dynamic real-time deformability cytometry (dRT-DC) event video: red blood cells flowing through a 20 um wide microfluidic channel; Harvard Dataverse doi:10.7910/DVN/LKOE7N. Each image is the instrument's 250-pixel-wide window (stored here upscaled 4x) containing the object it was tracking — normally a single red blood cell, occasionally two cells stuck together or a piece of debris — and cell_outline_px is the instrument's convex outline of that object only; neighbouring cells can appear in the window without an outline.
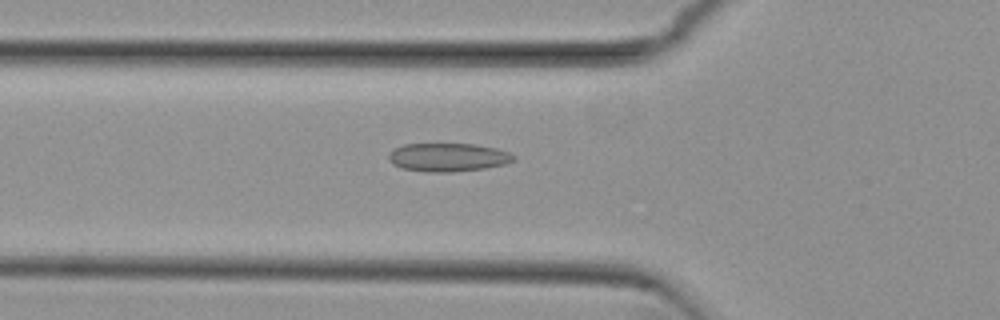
{"species": "common noctule bat (a hibernating species)", "species_latin": "Nyctalus noctula", "temperature_condition": "cold", "stored_images_in_passage": 54, "camera_frame_rate_fps": 3000, "um_per_image_px": 0.085, "animal": {"sex": "female", "body_mass_g": 29.2, "forearm_length_mm": 56.3}, "frame": {"image": 1, "passage_image": 19, "time_ms": 6.0, "image_size_px": [1000, 320], "cell_outline_px": [[516, 160], [504, 164], [484, 168], [452, 172], [428, 172], [404, 168], [392, 164], [388, 160], [388, 156], [392, 148], [404, 144], [476, 144], [496, 148], [508, 152], [516, 156]], "centroid_in_image_um": [38.07, 13.36], "position_along_channel_um": 87.7, "area_um2": 20.75}}
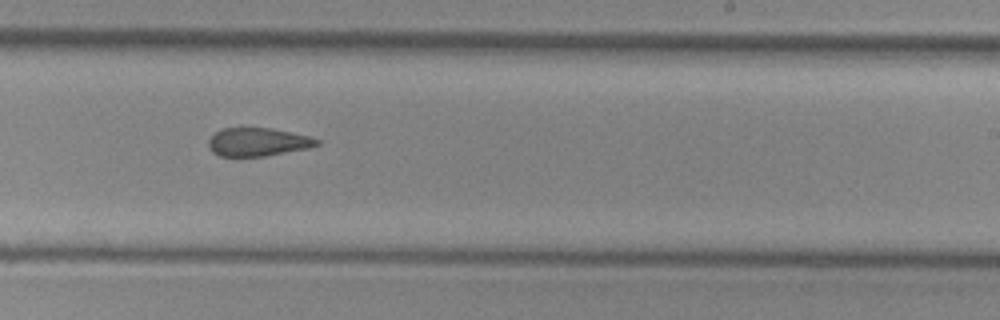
{"frame": {"image": 2, "passage_image": 33, "time_ms": 10.667, "image_size_px": [1000, 320], "cell_outline_px": [[320, 144], [308, 148], [264, 156], [220, 156], [212, 152], [208, 144], [208, 140], [216, 132], [224, 128], [240, 124], [248, 124], [272, 128], [292, 132], [308, 136], [320, 140]], "centroid_in_image_um": [21.88, 12.01], "position_along_channel_um": 267.1, "area_um2": 18.55}}
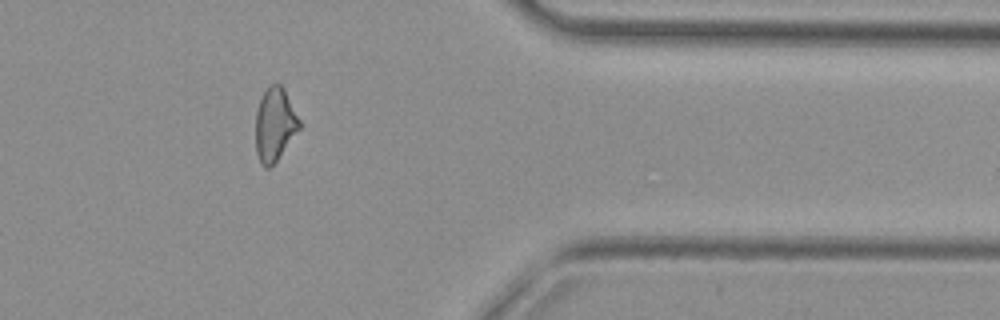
{"frame": {"image": 3, "passage_image": 44, "time_ms": 14.333, "image_size_px": [1000, 320], "cell_outline_px": [[300, 128], [276, 160], [268, 168], [264, 168], [260, 164], [256, 152], [256, 112], [260, 100], [268, 84], [276, 80], [284, 88], [300, 120]], "centroid_in_image_um": [23.34, 10.53], "position_along_channel_um": 388.1, "area_um2": 18.67}, "authors_computed_cell_mechanics": {"area_um2": 19.8254, "velocity_mm_per_s": 3.8335, "shape_relaxation_time_tau1_ms": null, "shape_relaxation_time_tau2_ms": 2.6045, "deformation_change_tau1": null, "deformation_change_tau2": 0.1027}}